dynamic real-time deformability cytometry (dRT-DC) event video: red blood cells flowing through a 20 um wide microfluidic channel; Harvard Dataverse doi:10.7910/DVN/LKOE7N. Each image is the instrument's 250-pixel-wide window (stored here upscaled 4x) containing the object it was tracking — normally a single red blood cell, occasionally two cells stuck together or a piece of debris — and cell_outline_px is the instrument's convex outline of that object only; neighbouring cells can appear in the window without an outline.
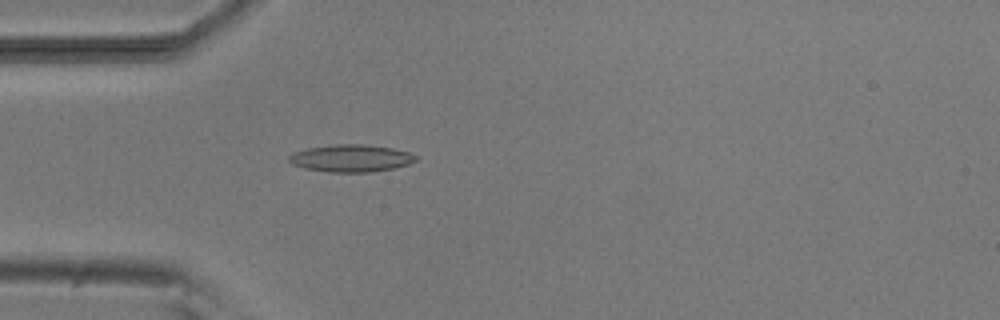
{"species": "common noctule bat (a hibernating species)", "species_latin": "Nyctalus noctula", "temperature_condition": "room temperature", "stored_images_in_passage": 3, "camera_frame_rate_fps": 3000, "um_per_image_px": 0.085, "animal": {"sex": "male", "body_mass_g": 20.5, "forearm_length_mm": 52.5}, "frame": {"image": 1, "passage_image": 3, "time_ms": 3.333, "image_size_px": [1000, 320], "cell_outline_px": [[416, 160], [408, 164], [392, 168], [372, 172], [328, 172], [304, 168], [292, 164], [288, 160], [288, 156], [292, 152], [308, 148], [336, 144], [364, 144], [392, 148], [408, 152], [416, 156]], "centroid_in_image_um": [29.79, 13.45], "position_along_channel_um": 55.2, "area_um2": 20.11}}